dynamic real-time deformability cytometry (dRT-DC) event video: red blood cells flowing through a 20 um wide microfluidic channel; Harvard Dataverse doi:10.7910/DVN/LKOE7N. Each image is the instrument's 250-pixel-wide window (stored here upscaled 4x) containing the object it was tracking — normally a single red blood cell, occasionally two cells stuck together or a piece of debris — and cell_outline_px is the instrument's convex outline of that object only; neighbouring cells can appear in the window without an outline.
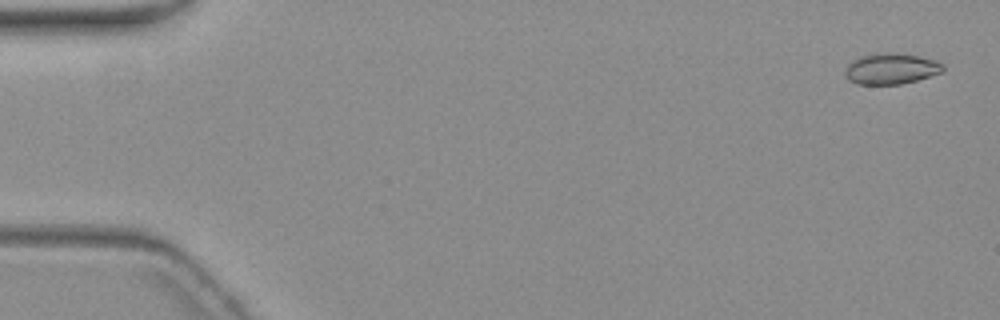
{"species": "common noctule bat (a hibernating species)", "species_latin": "Nyctalus noctula", "temperature_condition": "warm", "stored_images_in_passage": 4, "camera_frame_rate_fps": 3000, "um_per_image_px": 0.085, "animal": {"sex": "female", "body_mass_g": 19.3, "forearm_length_mm": 54.1}, "frame": {"image": 1, "passage_image": 1, "time_ms": 0.0, "image_size_px": [1000, 320], "cell_outline_px": [[944, 72], [916, 80], [900, 84], [856, 84], [848, 80], [844, 72], [844, 68], [848, 64], [860, 56], [888, 52], [916, 56], [936, 60], [944, 64]], "centroid_in_image_um": [75.74, 5.85], "position_along_channel_um": 9.3, "area_um2": 17.57}}